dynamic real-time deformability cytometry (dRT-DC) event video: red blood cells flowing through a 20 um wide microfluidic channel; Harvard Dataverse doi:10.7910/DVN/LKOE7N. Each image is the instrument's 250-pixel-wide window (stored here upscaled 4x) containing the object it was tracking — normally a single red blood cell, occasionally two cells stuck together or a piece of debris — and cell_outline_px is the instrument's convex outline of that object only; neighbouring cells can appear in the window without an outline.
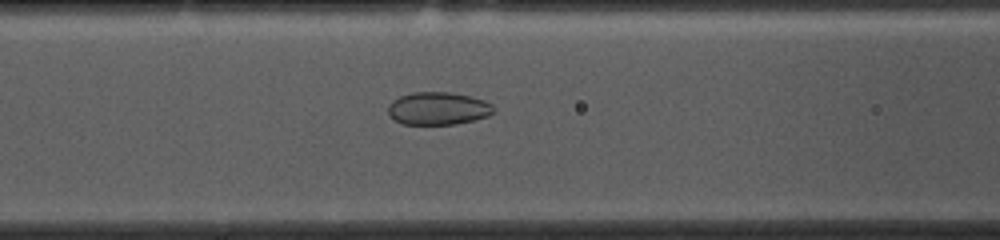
{"species": "common noctule bat (a hibernating species)", "species_latin": "Nyctalus noctula", "temperature_condition": "cold", "stored_images_in_passage": 53, "camera_frame_rate_fps": 3000, "um_per_image_px": 0.085, "animal": {"sex": "female", "body_mass_g": 10.0, "forearm_length_mm": 53.1}, "frame": {"image": 1, "passage_image": 20, "time_ms": 6.333, "image_size_px": [1000, 240], "cell_outline_px": [[496, 108], [488, 116], [456, 124], [404, 124], [396, 120], [388, 112], [388, 104], [392, 100], [400, 96], [416, 92], [448, 92], [472, 96], [484, 100], [492, 104]], "centroid_in_image_um": [37.26, 9.21], "position_along_channel_um": 129.3, "area_um2": 20.06}}
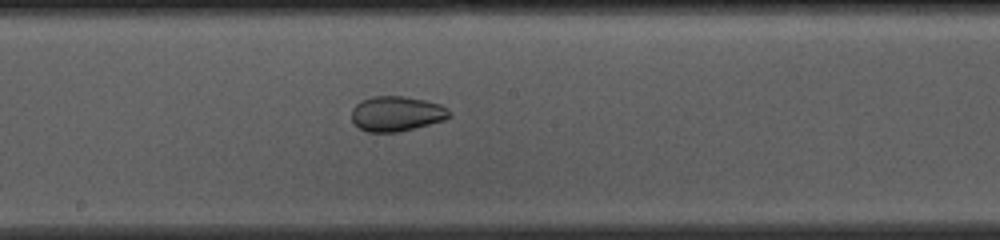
{"frame": {"image": 2, "passage_image": 27, "time_ms": 8.667, "image_size_px": [1000, 240], "cell_outline_px": [[452, 116], [444, 120], [396, 132], [368, 132], [360, 128], [352, 120], [352, 108], [360, 100], [372, 96], [404, 96], [424, 100], [440, 104], [448, 108], [452, 112]], "centroid_in_image_um": [33.71, 9.65], "position_along_channel_um": 214.5, "area_um2": 19.94}}
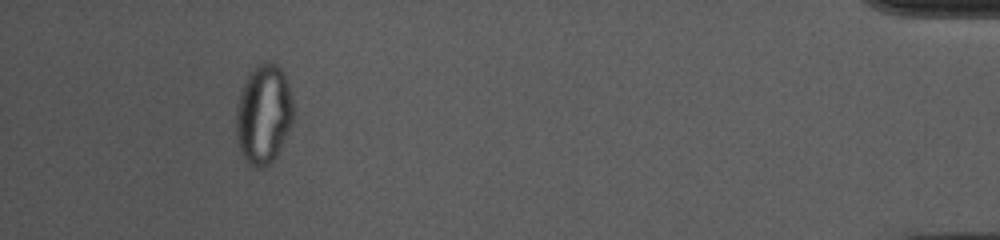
{"frame": {"image": 3, "passage_image": 49, "time_ms": 16.0, "image_size_px": [1000, 240], "cell_outline_px": [[296, 116], [276, 156], [268, 164], [260, 168], [256, 168], [240, 152], [236, 136], [236, 108], [240, 92], [244, 80], [256, 64], [268, 60], [276, 64], [284, 72], [292, 96]], "centroid_in_image_um": [22.42, 9.65], "position_along_channel_um": 412.8, "area_um2": 33.58}, "authors_computed_cell_mechanics": {"area_um2": 26.3568, "velocity_mm_per_s": 3.6451, "shape_relaxation_time_tau1_ms": null, "shape_relaxation_time_tau2_ms": 1.6424, "deformation_change_tau1": null, "deformation_change_tau2": 0.0554}}